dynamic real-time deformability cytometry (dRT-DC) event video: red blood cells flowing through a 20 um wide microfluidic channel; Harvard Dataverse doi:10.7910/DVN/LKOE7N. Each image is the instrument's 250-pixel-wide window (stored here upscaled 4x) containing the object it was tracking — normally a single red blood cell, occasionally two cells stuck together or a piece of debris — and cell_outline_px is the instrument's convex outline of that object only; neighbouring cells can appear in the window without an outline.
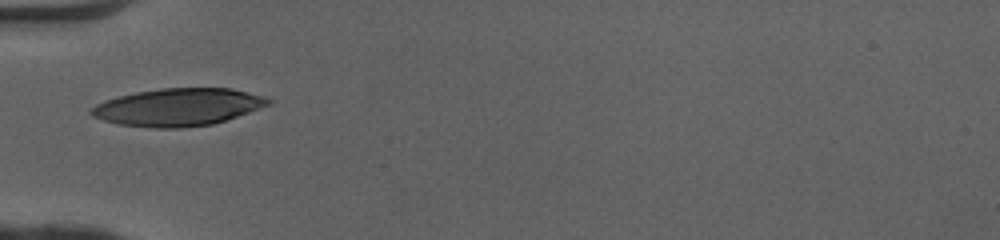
{"species": "human", "species_latin": "Homo sapiens", "temperature_condition": "cold", "stored_images_in_passage": 34, "camera_frame_rate_fps": 3000, "um_per_image_px": 0.085, "donor": {"sex": "female"}, "frame": {"image": 1, "passage_image": 1, "time_ms": 0.0, "image_size_px": [1000, 240], "cell_outline_px": [[272, 104], [212, 124], [180, 128], [156, 128], [116, 124], [92, 116], [88, 112], [96, 104], [104, 100], [136, 92], [160, 88], [232, 88], [260, 96], [272, 100]], "centroid_in_image_um": [15.1, 9.11], "position_along_channel_um": 69.9, "area_um2": 38.44}}
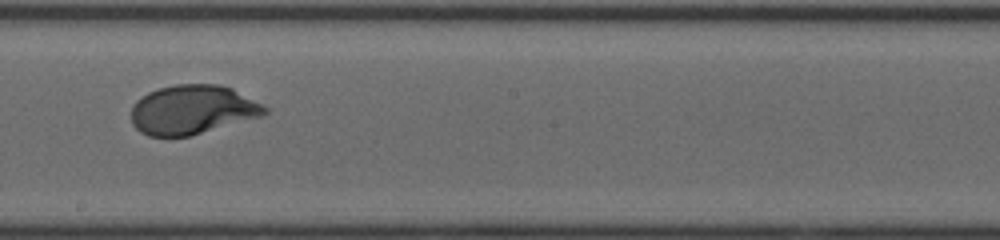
{"frame": {"image": 2, "passage_image": 13, "time_ms": 4.0, "image_size_px": [1000, 240], "cell_outline_px": [[268, 112], [264, 116], [188, 136], [148, 136], [140, 132], [132, 124], [132, 108], [136, 100], [148, 92], [160, 88], [176, 84], [220, 84], [232, 88], [268, 108]], "centroid_in_image_um": [16.36, 9.32], "position_along_channel_um": 231.8, "area_um2": 38.21}}
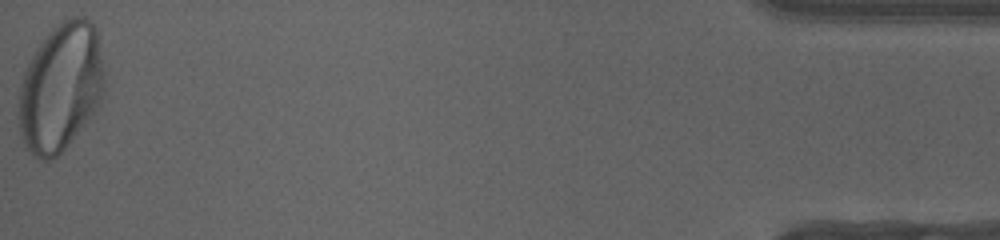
{"frame": {"image": 3, "passage_image": 34, "time_ms": 11.0, "image_size_px": [1000, 240], "cell_outline_px": [[104, 96], [92, 116], [64, 148], [52, 160], [44, 160], [32, 156], [24, 148], [20, 132], [16, 112], [20, 84], [24, 72], [32, 56], [40, 44], [52, 28], [56, 24], [72, 16], [84, 16], [96, 28], [104, 68]], "centroid_in_image_um": [5.14, 7.45], "position_along_channel_um": 430.1, "area_um2": 64.62}, "authors_computed_cell_mechanics": {"area_um2": 38.4948, "velocity_mm_per_s": 4.0662, "shape_relaxation_time_tau1_ms": 3.1687, "shape_relaxation_time_tau2_ms": null, "deformation_change_tau1": 0.1891, "deformation_change_tau2": null}}